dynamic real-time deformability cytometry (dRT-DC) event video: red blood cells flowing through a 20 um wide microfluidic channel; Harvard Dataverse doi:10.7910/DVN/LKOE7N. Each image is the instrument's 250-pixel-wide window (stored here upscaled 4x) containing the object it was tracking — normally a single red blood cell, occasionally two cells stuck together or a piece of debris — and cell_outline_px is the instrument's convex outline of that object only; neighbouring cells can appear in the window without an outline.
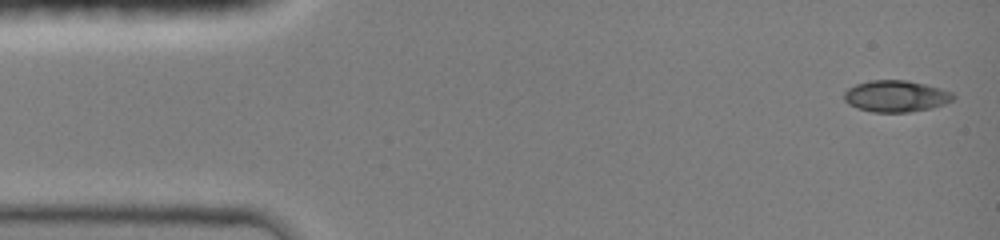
{"species": "common noctule bat (a hibernating species)", "species_latin": "Nyctalus noctula", "temperature_condition": "room temperature", "stored_images_in_passage": 7, "camera_frame_rate_fps": 3000, "um_per_image_px": 0.085, "animal": {"sex": "female", "body_mass_g": 19.0, "forearm_length_mm": 51.5}, "frame": {"image": 1, "passage_image": 1, "time_ms": 0.0, "image_size_px": [1000, 240], "cell_outline_px": [[956, 96], [952, 100], [944, 104], [932, 108], [908, 112], [872, 112], [848, 104], [844, 100], [844, 92], [848, 88], [856, 84], [872, 80], [904, 80], [924, 84], [940, 88], [952, 92]], "centroid_in_image_um": [76.16, 8.17], "position_along_channel_um": 8.8, "area_um2": 19.94}}
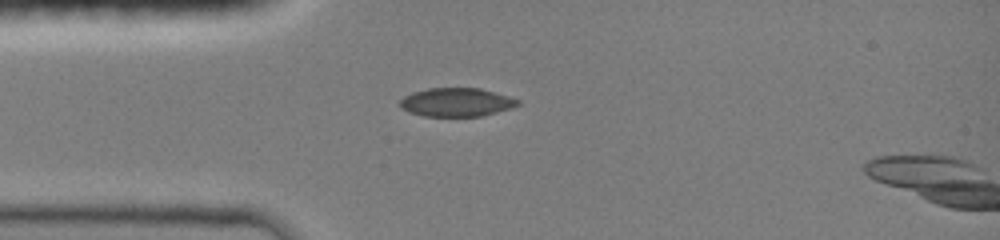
{"frame": {"image": 2, "passage_image": 6, "time_ms": 3.333, "image_size_px": [1000, 240], "cell_outline_px": [[520, 104], [512, 108], [480, 116], [424, 116], [408, 112], [400, 108], [400, 100], [404, 96], [412, 92], [428, 88], [480, 88], [508, 96], [520, 100]], "centroid_in_image_um": [38.78, 8.69], "position_along_channel_um": 46.2, "area_um2": 19.65}}